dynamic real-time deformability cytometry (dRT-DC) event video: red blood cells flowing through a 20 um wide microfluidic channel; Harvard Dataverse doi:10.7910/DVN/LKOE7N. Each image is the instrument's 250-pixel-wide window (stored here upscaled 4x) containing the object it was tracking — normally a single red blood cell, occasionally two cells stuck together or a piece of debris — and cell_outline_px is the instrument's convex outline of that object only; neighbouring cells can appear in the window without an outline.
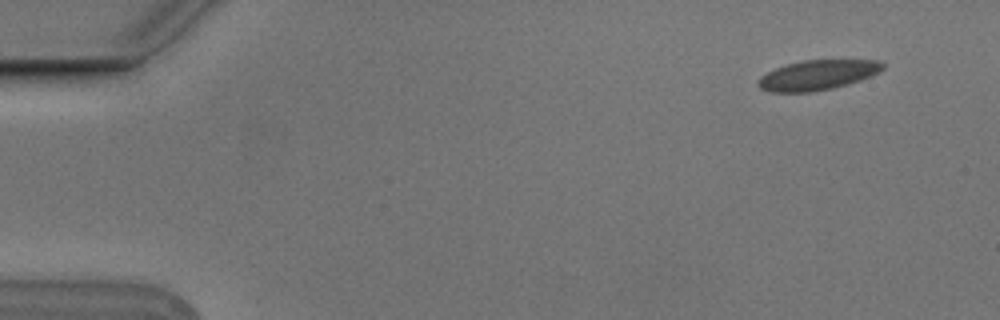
{"species": "Egyptian fruit bat (a non-hibernating species)", "species_latin": "Rousettus aegyptiacus", "temperature_condition": "cold", "stored_images_in_passage": 5, "camera_frame_rate_fps": 3000, "um_per_image_px": 0.085, "animal": {"sex": "male"}, "frame": {"image": 1, "passage_image": 2, "time_ms": 0.333, "image_size_px": [1000, 320], "cell_outline_px": [[884, 68], [880, 72], [872, 76], [848, 84], [832, 88], [812, 92], [768, 92], [760, 88], [756, 84], [760, 76], [776, 68], [788, 64], [804, 60], [880, 60], [884, 64]], "centroid_in_image_um": [69.5, 6.38], "position_along_channel_um": 15.5, "area_um2": 21.79}}